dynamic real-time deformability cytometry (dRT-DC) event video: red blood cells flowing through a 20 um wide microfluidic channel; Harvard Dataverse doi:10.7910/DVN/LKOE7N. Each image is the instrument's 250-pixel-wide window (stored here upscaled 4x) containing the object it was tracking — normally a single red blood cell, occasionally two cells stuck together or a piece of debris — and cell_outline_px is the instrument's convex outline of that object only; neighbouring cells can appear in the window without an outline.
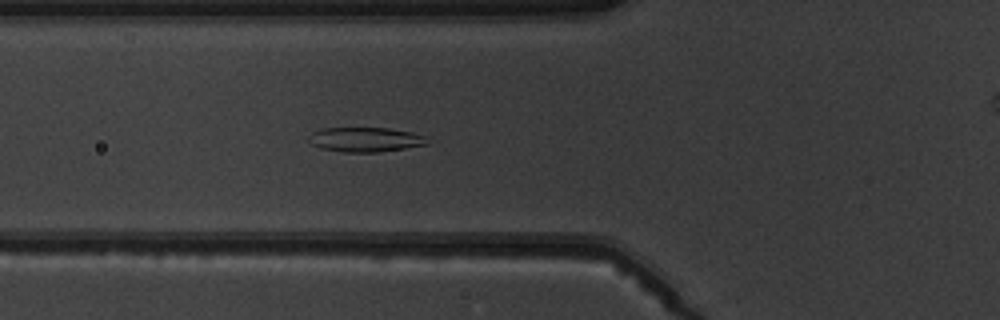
{"species": "common noctule bat (a hibernating species)", "species_latin": "Nyctalus noctula", "temperature_condition": "warm", "stored_images_in_passage": 7, "camera_frame_rate_fps": 3000, "um_per_image_px": 0.085, "animal": {"sex": "male", "body_mass_g": 19.5, "forearm_length_mm": 54.6}, "frame": {"image": 1, "passage_image": 6, "time_ms": 6.333, "image_size_px": [1000, 320], "cell_outline_px": [[428, 144], [404, 148], [376, 152], [344, 152], [320, 148], [312, 144], [308, 140], [308, 136], [312, 132], [324, 128], [388, 128], [412, 132], [428, 136]], "centroid_in_image_um": [31.06, 11.85], "position_along_channel_um": 94.7, "area_um2": 16.99}}